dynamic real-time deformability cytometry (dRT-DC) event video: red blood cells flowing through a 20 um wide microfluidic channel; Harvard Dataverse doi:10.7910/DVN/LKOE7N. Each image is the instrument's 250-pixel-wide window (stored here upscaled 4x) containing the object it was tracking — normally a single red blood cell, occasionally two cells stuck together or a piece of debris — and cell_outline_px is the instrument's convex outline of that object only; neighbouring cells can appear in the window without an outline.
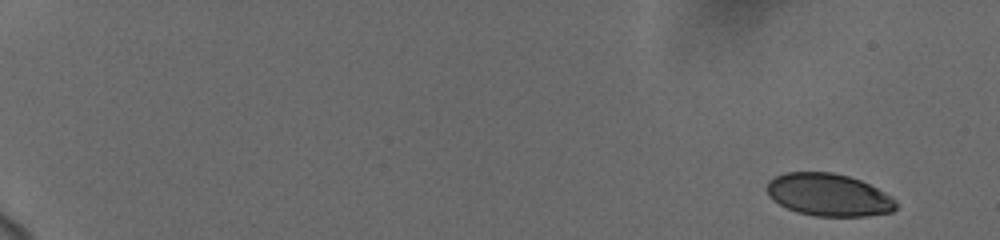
{"species": "human", "species_latin": "Homo sapiens", "temperature_condition": "cold", "stored_images_in_passage": 55, "camera_frame_rate_fps": 3000, "um_per_image_px": 0.085, "donor": {"sex": "female"}, "frame": {"image": 1, "passage_image": 1, "time_ms": 0.0, "image_size_px": [1000, 240], "cell_outline_px": [[896, 208], [892, 212], [868, 216], [816, 216], [796, 212], [772, 200], [768, 196], [768, 180], [784, 172], [832, 172], [848, 176], [860, 180], [892, 196], [896, 200]], "centroid_in_image_um": [70.44, 16.56], "position_along_channel_um": 14.6, "area_um2": 31.96}}
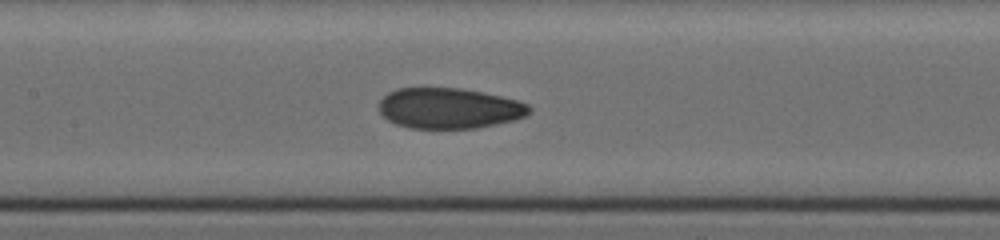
{"frame": {"image": 2, "passage_image": 29, "time_ms": 9.333, "image_size_px": [1000, 240], "cell_outline_px": [[532, 108], [524, 116], [512, 120], [496, 124], [476, 128], [408, 128], [396, 124], [388, 120], [380, 112], [380, 100], [388, 92], [396, 88], [460, 88], [500, 96], [516, 100], [528, 104]], "centroid_in_image_um": [38.14, 9.2], "position_along_channel_um": 169.3, "area_um2": 35.32}}
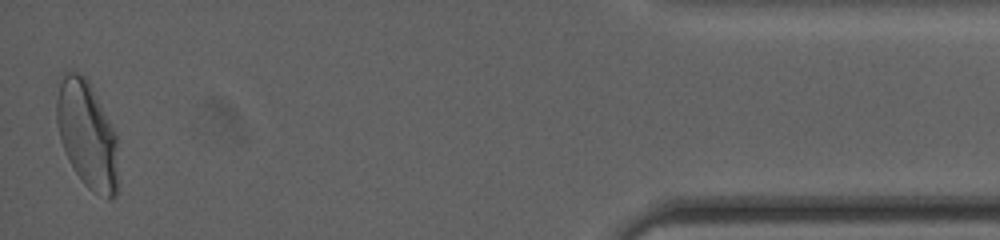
{"frame": {"image": 3, "passage_image": 55, "time_ms": 18.0, "image_size_px": [1000, 240], "cell_outline_px": [[120, 184], [116, 196], [112, 200], [108, 200], [92, 192], [80, 180], [68, 160], [60, 140], [56, 120], [56, 80], [64, 72], [76, 72], [84, 76], [88, 80], [116, 136]], "centroid_in_image_um": [7.39, 11.51], "position_along_channel_um": 427.8, "area_um2": 39.3}, "authors_computed_cell_mechanics": {"area_um2": 35.7204, "velocity_mm_per_s": 3.7156, "shape_relaxation_time_tau1_ms": 7.6691, "shape_relaxation_time_tau2_ms": 1.0126, "deformation_change_tau1": 0.1836, "deformation_change_tau2": 0.0552}}